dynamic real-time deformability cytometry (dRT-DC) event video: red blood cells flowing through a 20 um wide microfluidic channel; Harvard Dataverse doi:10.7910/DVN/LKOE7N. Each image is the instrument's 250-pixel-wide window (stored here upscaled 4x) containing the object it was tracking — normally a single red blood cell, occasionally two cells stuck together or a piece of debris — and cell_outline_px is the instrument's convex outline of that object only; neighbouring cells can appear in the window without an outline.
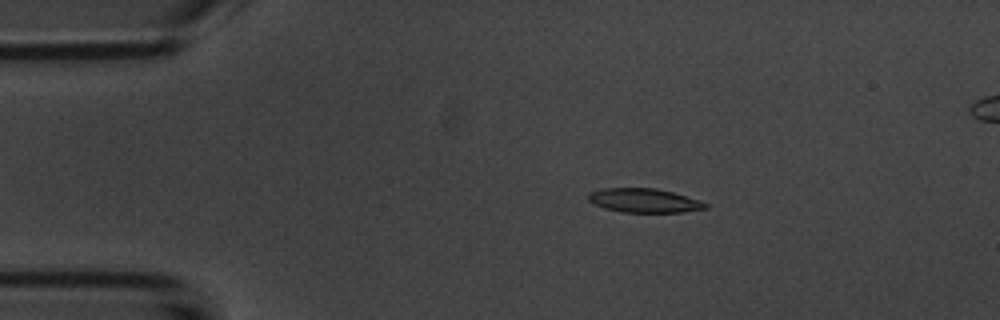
{"species": "common noctule bat (a hibernating species)", "species_latin": "Nyctalus noctula", "temperature_condition": "room temperature", "stored_images_in_passage": 47, "segment_of_instrument_passage": [1, 2], "camera_frame_rate_fps": 3000, "um_per_image_px": 0.085, "animal": {"sex": "male", "body_mass_g": 20.1, "forearm_length_mm": 53.5}, "frame": {"image": 1, "passage_image": 2, "time_ms": 0.333, "image_size_px": [1000, 320], "cell_outline_px": [[708, 208], [684, 212], [624, 212], [604, 208], [588, 200], [588, 192], [600, 188], [656, 188], [672, 192], [700, 200], [708, 204]], "centroid_in_image_um": [54.75, 17.04], "position_along_channel_um": 30.2, "area_um2": 16.42}}
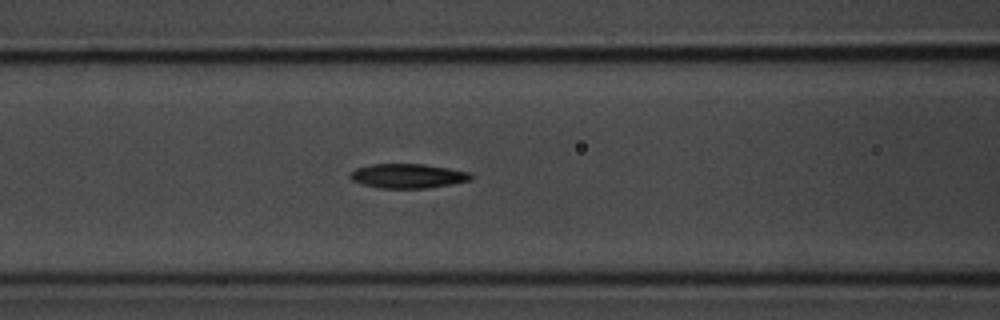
{"frame": {"image": 2, "passage_image": 14, "time_ms": 4.333, "image_size_px": [1000, 320], "cell_outline_px": [[472, 180], [428, 188], [380, 188], [364, 184], [352, 180], [348, 176], [356, 168], [372, 164], [424, 164], [472, 172]], "centroid_in_image_um": [34.69, 14.95], "position_along_channel_um": 131.9, "area_um2": 17.11}}
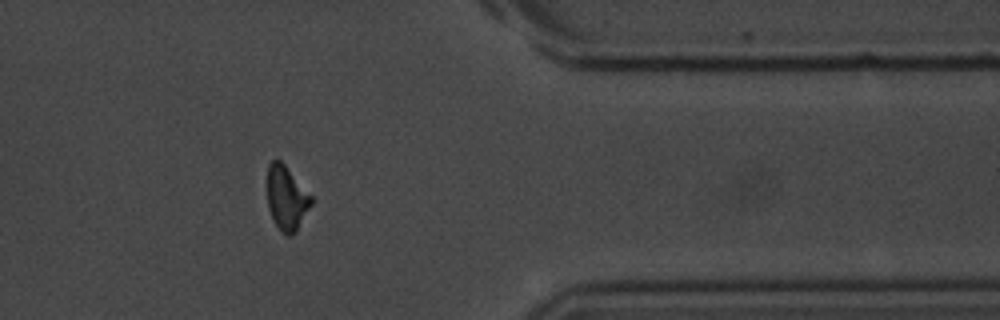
{"frame": {"image": 3, "passage_image": 36, "time_ms": 11.667, "image_size_px": [1000, 320], "cell_outline_px": [[312, 204], [296, 232], [292, 236], [284, 236], [280, 232], [272, 220], [268, 208], [268, 164], [272, 160], [280, 160], [284, 164], [312, 196]], "centroid_in_image_um": [24.35, 16.89], "position_along_channel_um": 387.0, "area_um2": 16.59}}